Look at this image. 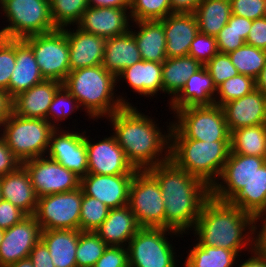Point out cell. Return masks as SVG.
<instances>
[{
    "label": "cell",
    "instance_id": "cell-16",
    "mask_svg": "<svg viewBox=\"0 0 266 267\" xmlns=\"http://www.w3.org/2000/svg\"><path fill=\"white\" fill-rule=\"evenodd\" d=\"M89 137L85 132L88 173L98 175L135 174L137 170L128 162L124 150L118 145L113 135L94 143L89 140Z\"/></svg>",
    "mask_w": 266,
    "mask_h": 267
},
{
    "label": "cell",
    "instance_id": "cell-61",
    "mask_svg": "<svg viewBox=\"0 0 266 267\" xmlns=\"http://www.w3.org/2000/svg\"><path fill=\"white\" fill-rule=\"evenodd\" d=\"M7 267H35L31 260L28 258L21 259Z\"/></svg>",
    "mask_w": 266,
    "mask_h": 267
},
{
    "label": "cell",
    "instance_id": "cell-59",
    "mask_svg": "<svg viewBox=\"0 0 266 267\" xmlns=\"http://www.w3.org/2000/svg\"><path fill=\"white\" fill-rule=\"evenodd\" d=\"M251 26L252 20L236 15V30L245 41L248 37Z\"/></svg>",
    "mask_w": 266,
    "mask_h": 267
},
{
    "label": "cell",
    "instance_id": "cell-12",
    "mask_svg": "<svg viewBox=\"0 0 266 267\" xmlns=\"http://www.w3.org/2000/svg\"><path fill=\"white\" fill-rule=\"evenodd\" d=\"M83 191L55 193L38 198L34 214L42 230H80Z\"/></svg>",
    "mask_w": 266,
    "mask_h": 267
},
{
    "label": "cell",
    "instance_id": "cell-6",
    "mask_svg": "<svg viewBox=\"0 0 266 267\" xmlns=\"http://www.w3.org/2000/svg\"><path fill=\"white\" fill-rule=\"evenodd\" d=\"M170 139H195L206 142L230 141L228 129L221 106L201 105L179 108L174 111Z\"/></svg>",
    "mask_w": 266,
    "mask_h": 267
},
{
    "label": "cell",
    "instance_id": "cell-2",
    "mask_svg": "<svg viewBox=\"0 0 266 267\" xmlns=\"http://www.w3.org/2000/svg\"><path fill=\"white\" fill-rule=\"evenodd\" d=\"M158 182L165 205V228L181 234L193 230L211 188L171 160L147 170ZM187 230V231H186Z\"/></svg>",
    "mask_w": 266,
    "mask_h": 267
},
{
    "label": "cell",
    "instance_id": "cell-39",
    "mask_svg": "<svg viewBox=\"0 0 266 267\" xmlns=\"http://www.w3.org/2000/svg\"><path fill=\"white\" fill-rule=\"evenodd\" d=\"M107 244L93 231H81L76 248L77 267H94Z\"/></svg>",
    "mask_w": 266,
    "mask_h": 267
},
{
    "label": "cell",
    "instance_id": "cell-8",
    "mask_svg": "<svg viewBox=\"0 0 266 267\" xmlns=\"http://www.w3.org/2000/svg\"><path fill=\"white\" fill-rule=\"evenodd\" d=\"M8 26L0 30V36L23 39L56 30L49 0H0Z\"/></svg>",
    "mask_w": 266,
    "mask_h": 267
},
{
    "label": "cell",
    "instance_id": "cell-20",
    "mask_svg": "<svg viewBox=\"0 0 266 267\" xmlns=\"http://www.w3.org/2000/svg\"><path fill=\"white\" fill-rule=\"evenodd\" d=\"M221 107L230 133L238 128L266 124V96L257 89Z\"/></svg>",
    "mask_w": 266,
    "mask_h": 267
},
{
    "label": "cell",
    "instance_id": "cell-22",
    "mask_svg": "<svg viewBox=\"0 0 266 267\" xmlns=\"http://www.w3.org/2000/svg\"><path fill=\"white\" fill-rule=\"evenodd\" d=\"M66 28L70 71L101 65L104 59L106 38L85 32L78 26L73 31Z\"/></svg>",
    "mask_w": 266,
    "mask_h": 267
},
{
    "label": "cell",
    "instance_id": "cell-27",
    "mask_svg": "<svg viewBox=\"0 0 266 267\" xmlns=\"http://www.w3.org/2000/svg\"><path fill=\"white\" fill-rule=\"evenodd\" d=\"M217 88L211 75L202 66L185 82L180 93L169 102L174 112L189 106L213 105Z\"/></svg>",
    "mask_w": 266,
    "mask_h": 267
},
{
    "label": "cell",
    "instance_id": "cell-62",
    "mask_svg": "<svg viewBox=\"0 0 266 267\" xmlns=\"http://www.w3.org/2000/svg\"><path fill=\"white\" fill-rule=\"evenodd\" d=\"M3 237H4V230L0 229V245L3 241Z\"/></svg>",
    "mask_w": 266,
    "mask_h": 267
},
{
    "label": "cell",
    "instance_id": "cell-24",
    "mask_svg": "<svg viewBox=\"0 0 266 267\" xmlns=\"http://www.w3.org/2000/svg\"><path fill=\"white\" fill-rule=\"evenodd\" d=\"M2 199L20 208L27 215H34L38 197L26 168L21 165L14 172L0 177Z\"/></svg>",
    "mask_w": 266,
    "mask_h": 267
},
{
    "label": "cell",
    "instance_id": "cell-18",
    "mask_svg": "<svg viewBox=\"0 0 266 267\" xmlns=\"http://www.w3.org/2000/svg\"><path fill=\"white\" fill-rule=\"evenodd\" d=\"M134 174L98 175L88 173L80 178L84 195L96 198L109 209L128 205L129 189Z\"/></svg>",
    "mask_w": 266,
    "mask_h": 267
},
{
    "label": "cell",
    "instance_id": "cell-56",
    "mask_svg": "<svg viewBox=\"0 0 266 267\" xmlns=\"http://www.w3.org/2000/svg\"><path fill=\"white\" fill-rule=\"evenodd\" d=\"M201 0H171L173 12L194 13Z\"/></svg>",
    "mask_w": 266,
    "mask_h": 267
},
{
    "label": "cell",
    "instance_id": "cell-38",
    "mask_svg": "<svg viewBox=\"0 0 266 267\" xmlns=\"http://www.w3.org/2000/svg\"><path fill=\"white\" fill-rule=\"evenodd\" d=\"M49 3L54 25L60 29L77 25L88 8V0H49Z\"/></svg>",
    "mask_w": 266,
    "mask_h": 267
},
{
    "label": "cell",
    "instance_id": "cell-19",
    "mask_svg": "<svg viewBox=\"0 0 266 267\" xmlns=\"http://www.w3.org/2000/svg\"><path fill=\"white\" fill-rule=\"evenodd\" d=\"M130 8L88 7L77 26L85 32L112 38L130 31ZM128 11V12H127ZM131 20V22H130Z\"/></svg>",
    "mask_w": 266,
    "mask_h": 267
},
{
    "label": "cell",
    "instance_id": "cell-13",
    "mask_svg": "<svg viewBox=\"0 0 266 267\" xmlns=\"http://www.w3.org/2000/svg\"><path fill=\"white\" fill-rule=\"evenodd\" d=\"M38 198L72 191L80 187V177L47 156L24 161Z\"/></svg>",
    "mask_w": 266,
    "mask_h": 267
},
{
    "label": "cell",
    "instance_id": "cell-7",
    "mask_svg": "<svg viewBox=\"0 0 266 267\" xmlns=\"http://www.w3.org/2000/svg\"><path fill=\"white\" fill-rule=\"evenodd\" d=\"M4 139L12 153L24 161L46 156L55 128L44 119L24 118L13 112L1 125Z\"/></svg>",
    "mask_w": 266,
    "mask_h": 267
},
{
    "label": "cell",
    "instance_id": "cell-28",
    "mask_svg": "<svg viewBox=\"0 0 266 267\" xmlns=\"http://www.w3.org/2000/svg\"><path fill=\"white\" fill-rule=\"evenodd\" d=\"M116 78L117 83L125 80L138 95L153 97L158 91L163 92L162 63L141 60L125 68Z\"/></svg>",
    "mask_w": 266,
    "mask_h": 267
},
{
    "label": "cell",
    "instance_id": "cell-52",
    "mask_svg": "<svg viewBox=\"0 0 266 267\" xmlns=\"http://www.w3.org/2000/svg\"><path fill=\"white\" fill-rule=\"evenodd\" d=\"M22 163L12 153L4 139L0 136V177L17 170Z\"/></svg>",
    "mask_w": 266,
    "mask_h": 267
},
{
    "label": "cell",
    "instance_id": "cell-10",
    "mask_svg": "<svg viewBox=\"0 0 266 267\" xmlns=\"http://www.w3.org/2000/svg\"><path fill=\"white\" fill-rule=\"evenodd\" d=\"M128 206L140 227L165 228V205L157 180L137 170L130 184Z\"/></svg>",
    "mask_w": 266,
    "mask_h": 267
},
{
    "label": "cell",
    "instance_id": "cell-60",
    "mask_svg": "<svg viewBox=\"0 0 266 267\" xmlns=\"http://www.w3.org/2000/svg\"><path fill=\"white\" fill-rule=\"evenodd\" d=\"M255 87L266 96V65L255 79Z\"/></svg>",
    "mask_w": 266,
    "mask_h": 267
},
{
    "label": "cell",
    "instance_id": "cell-5",
    "mask_svg": "<svg viewBox=\"0 0 266 267\" xmlns=\"http://www.w3.org/2000/svg\"><path fill=\"white\" fill-rule=\"evenodd\" d=\"M230 151V141L170 139V160L210 188L217 182Z\"/></svg>",
    "mask_w": 266,
    "mask_h": 267
},
{
    "label": "cell",
    "instance_id": "cell-11",
    "mask_svg": "<svg viewBox=\"0 0 266 267\" xmlns=\"http://www.w3.org/2000/svg\"><path fill=\"white\" fill-rule=\"evenodd\" d=\"M23 40L32 48L44 79L63 83L70 73L66 28L31 35Z\"/></svg>",
    "mask_w": 266,
    "mask_h": 267
},
{
    "label": "cell",
    "instance_id": "cell-63",
    "mask_svg": "<svg viewBox=\"0 0 266 267\" xmlns=\"http://www.w3.org/2000/svg\"><path fill=\"white\" fill-rule=\"evenodd\" d=\"M264 17H266V0H265V3H264Z\"/></svg>",
    "mask_w": 266,
    "mask_h": 267
},
{
    "label": "cell",
    "instance_id": "cell-21",
    "mask_svg": "<svg viewBox=\"0 0 266 267\" xmlns=\"http://www.w3.org/2000/svg\"><path fill=\"white\" fill-rule=\"evenodd\" d=\"M161 21L165 30L167 58L188 56L191 42L199 33L194 13L173 12Z\"/></svg>",
    "mask_w": 266,
    "mask_h": 267
},
{
    "label": "cell",
    "instance_id": "cell-49",
    "mask_svg": "<svg viewBox=\"0 0 266 267\" xmlns=\"http://www.w3.org/2000/svg\"><path fill=\"white\" fill-rule=\"evenodd\" d=\"M94 267H129L127 247L107 246Z\"/></svg>",
    "mask_w": 266,
    "mask_h": 267
},
{
    "label": "cell",
    "instance_id": "cell-31",
    "mask_svg": "<svg viewBox=\"0 0 266 267\" xmlns=\"http://www.w3.org/2000/svg\"><path fill=\"white\" fill-rule=\"evenodd\" d=\"M80 230H42L41 240L47 246L55 267H77L76 248Z\"/></svg>",
    "mask_w": 266,
    "mask_h": 267
},
{
    "label": "cell",
    "instance_id": "cell-33",
    "mask_svg": "<svg viewBox=\"0 0 266 267\" xmlns=\"http://www.w3.org/2000/svg\"><path fill=\"white\" fill-rule=\"evenodd\" d=\"M202 66L191 56L167 58L162 63L163 93L171 96L172 101L184 88L186 80Z\"/></svg>",
    "mask_w": 266,
    "mask_h": 267
},
{
    "label": "cell",
    "instance_id": "cell-42",
    "mask_svg": "<svg viewBox=\"0 0 266 267\" xmlns=\"http://www.w3.org/2000/svg\"><path fill=\"white\" fill-rule=\"evenodd\" d=\"M110 209L100 200L88 195L82 196L80 210V231H95L107 218Z\"/></svg>",
    "mask_w": 266,
    "mask_h": 267
},
{
    "label": "cell",
    "instance_id": "cell-1",
    "mask_svg": "<svg viewBox=\"0 0 266 267\" xmlns=\"http://www.w3.org/2000/svg\"><path fill=\"white\" fill-rule=\"evenodd\" d=\"M107 118L113 126L116 142L134 169L148 170L170 160L172 122L166 134L154 119L139 112L134 105L124 106Z\"/></svg>",
    "mask_w": 266,
    "mask_h": 267
},
{
    "label": "cell",
    "instance_id": "cell-55",
    "mask_svg": "<svg viewBox=\"0 0 266 267\" xmlns=\"http://www.w3.org/2000/svg\"><path fill=\"white\" fill-rule=\"evenodd\" d=\"M12 98L7 91L0 89V129L3 122L12 113ZM2 132V129L0 130Z\"/></svg>",
    "mask_w": 266,
    "mask_h": 267
},
{
    "label": "cell",
    "instance_id": "cell-32",
    "mask_svg": "<svg viewBox=\"0 0 266 267\" xmlns=\"http://www.w3.org/2000/svg\"><path fill=\"white\" fill-rule=\"evenodd\" d=\"M254 218L266 215V163L251 180L229 201Z\"/></svg>",
    "mask_w": 266,
    "mask_h": 267
},
{
    "label": "cell",
    "instance_id": "cell-44",
    "mask_svg": "<svg viewBox=\"0 0 266 267\" xmlns=\"http://www.w3.org/2000/svg\"><path fill=\"white\" fill-rule=\"evenodd\" d=\"M16 65V39L0 36V89L9 94V82Z\"/></svg>",
    "mask_w": 266,
    "mask_h": 267
},
{
    "label": "cell",
    "instance_id": "cell-34",
    "mask_svg": "<svg viewBox=\"0 0 266 267\" xmlns=\"http://www.w3.org/2000/svg\"><path fill=\"white\" fill-rule=\"evenodd\" d=\"M199 32L216 37L232 15L230 0H201L194 12Z\"/></svg>",
    "mask_w": 266,
    "mask_h": 267
},
{
    "label": "cell",
    "instance_id": "cell-36",
    "mask_svg": "<svg viewBox=\"0 0 266 267\" xmlns=\"http://www.w3.org/2000/svg\"><path fill=\"white\" fill-rule=\"evenodd\" d=\"M194 245L188 251L184 267H233L238 264L236 258L241 256L222 247L200 246L198 243Z\"/></svg>",
    "mask_w": 266,
    "mask_h": 267
},
{
    "label": "cell",
    "instance_id": "cell-3",
    "mask_svg": "<svg viewBox=\"0 0 266 267\" xmlns=\"http://www.w3.org/2000/svg\"><path fill=\"white\" fill-rule=\"evenodd\" d=\"M254 222L255 218L239 207L210 197L196 220L193 234L200 246L222 247L239 254L246 246H250L249 251L254 249Z\"/></svg>",
    "mask_w": 266,
    "mask_h": 267
},
{
    "label": "cell",
    "instance_id": "cell-50",
    "mask_svg": "<svg viewBox=\"0 0 266 267\" xmlns=\"http://www.w3.org/2000/svg\"><path fill=\"white\" fill-rule=\"evenodd\" d=\"M28 215L6 200L0 202V229L7 230Z\"/></svg>",
    "mask_w": 266,
    "mask_h": 267
},
{
    "label": "cell",
    "instance_id": "cell-25",
    "mask_svg": "<svg viewBox=\"0 0 266 267\" xmlns=\"http://www.w3.org/2000/svg\"><path fill=\"white\" fill-rule=\"evenodd\" d=\"M140 228L135 215L129 206L125 205L110 209L107 218L94 232L108 246L127 247Z\"/></svg>",
    "mask_w": 266,
    "mask_h": 267
},
{
    "label": "cell",
    "instance_id": "cell-64",
    "mask_svg": "<svg viewBox=\"0 0 266 267\" xmlns=\"http://www.w3.org/2000/svg\"><path fill=\"white\" fill-rule=\"evenodd\" d=\"M1 189H0V202L2 201Z\"/></svg>",
    "mask_w": 266,
    "mask_h": 267
},
{
    "label": "cell",
    "instance_id": "cell-9",
    "mask_svg": "<svg viewBox=\"0 0 266 267\" xmlns=\"http://www.w3.org/2000/svg\"><path fill=\"white\" fill-rule=\"evenodd\" d=\"M168 234L183 235L166 228L141 227L127 246L129 267H177Z\"/></svg>",
    "mask_w": 266,
    "mask_h": 267
},
{
    "label": "cell",
    "instance_id": "cell-35",
    "mask_svg": "<svg viewBox=\"0 0 266 267\" xmlns=\"http://www.w3.org/2000/svg\"><path fill=\"white\" fill-rule=\"evenodd\" d=\"M230 146L232 153L266 157V124L233 130Z\"/></svg>",
    "mask_w": 266,
    "mask_h": 267
},
{
    "label": "cell",
    "instance_id": "cell-17",
    "mask_svg": "<svg viewBox=\"0 0 266 267\" xmlns=\"http://www.w3.org/2000/svg\"><path fill=\"white\" fill-rule=\"evenodd\" d=\"M42 229L34 215L4 230L0 245V267H7L29 257L33 247L41 240Z\"/></svg>",
    "mask_w": 266,
    "mask_h": 267
},
{
    "label": "cell",
    "instance_id": "cell-58",
    "mask_svg": "<svg viewBox=\"0 0 266 267\" xmlns=\"http://www.w3.org/2000/svg\"><path fill=\"white\" fill-rule=\"evenodd\" d=\"M251 257L241 262L238 267H266V258L260 255L255 249L251 250ZM253 255V256H252Z\"/></svg>",
    "mask_w": 266,
    "mask_h": 267
},
{
    "label": "cell",
    "instance_id": "cell-45",
    "mask_svg": "<svg viewBox=\"0 0 266 267\" xmlns=\"http://www.w3.org/2000/svg\"><path fill=\"white\" fill-rule=\"evenodd\" d=\"M204 67L211 75L216 88L227 79L239 74L229 55L224 53L218 52Z\"/></svg>",
    "mask_w": 266,
    "mask_h": 267
},
{
    "label": "cell",
    "instance_id": "cell-48",
    "mask_svg": "<svg viewBox=\"0 0 266 267\" xmlns=\"http://www.w3.org/2000/svg\"><path fill=\"white\" fill-rule=\"evenodd\" d=\"M232 14L254 21L264 17L265 0H230Z\"/></svg>",
    "mask_w": 266,
    "mask_h": 267
},
{
    "label": "cell",
    "instance_id": "cell-51",
    "mask_svg": "<svg viewBox=\"0 0 266 267\" xmlns=\"http://www.w3.org/2000/svg\"><path fill=\"white\" fill-rule=\"evenodd\" d=\"M246 44L266 51V17L252 21Z\"/></svg>",
    "mask_w": 266,
    "mask_h": 267
},
{
    "label": "cell",
    "instance_id": "cell-15",
    "mask_svg": "<svg viewBox=\"0 0 266 267\" xmlns=\"http://www.w3.org/2000/svg\"><path fill=\"white\" fill-rule=\"evenodd\" d=\"M85 131L55 129L51 133L46 156L82 178L88 174ZM83 134V135H82Z\"/></svg>",
    "mask_w": 266,
    "mask_h": 267
},
{
    "label": "cell",
    "instance_id": "cell-54",
    "mask_svg": "<svg viewBox=\"0 0 266 267\" xmlns=\"http://www.w3.org/2000/svg\"><path fill=\"white\" fill-rule=\"evenodd\" d=\"M261 219V220H260ZM260 220V224L259 226H261V228H257V222H259ZM260 231H257V230ZM254 249L262 256H264L266 258V215H262L259 217L255 218V222H254Z\"/></svg>",
    "mask_w": 266,
    "mask_h": 267
},
{
    "label": "cell",
    "instance_id": "cell-43",
    "mask_svg": "<svg viewBox=\"0 0 266 267\" xmlns=\"http://www.w3.org/2000/svg\"><path fill=\"white\" fill-rule=\"evenodd\" d=\"M80 105L77 99L62 86L55 94L47 113V121L55 128L60 129L59 121L65 120L68 116L79 110ZM52 118V120H51ZM56 122V124H55ZM60 126V127H57Z\"/></svg>",
    "mask_w": 266,
    "mask_h": 267
},
{
    "label": "cell",
    "instance_id": "cell-53",
    "mask_svg": "<svg viewBox=\"0 0 266 267\" xmlns=\"http://www.w3.org/2000/svg\"><path fill=\"white\" fill-rule=\"evenodd\" d=\"M29 259L35 267H55L49 250L42 240L33 247L29 254Z\"/></svg>",
    "mask_w": 266,
    "mask_h": 267
},
{
    "label": "cell",
    "instance_id": "cell-40",
    "mask_svg": "<svg viewBox=\"0 0 266 267\" xmlns=\"http://www.w3.org/2000/svg\"><path fill=\"white\" fill-rule=\"evenodd\" d=\"M255 89V80L252 77L238 74L217 87L214 104L222 106L231 100L251 93Z\"/></svg>",
    "mask_w": 266,
    "mask_h": 267
},
{
    "label": "cell",
    "instance_id": "cell-41",
    "mask_svg": "<svg viewBox=\"0 0 266 267\" xmlns=\"http://www.w3.org/2000/svg\"><path fill=\"white\" fill-rule=\"evenodd\" d=\"M132 23L142 20H161L172 13L171 0H130Z\"/></svg>",
    "mask_w": 266,
    "mask_h": 267
},
{
    "label": "cell",
    "instance_id": "cell-26",
    "mask_svg": "<svg viewBox=\"0 0 266 267\" xmlns=\"http://www.w3.org/2000/svg\"><path fill=\"white\" fill-rule=\"evenodd\" d=\"M44 80L32 48L23 39H16V65L9 82L10 97L13 99Z\"/></svg>",
    "mask_w": 266,
    "mask_h": 267
},
{
    "label": "cell",
    "instance_id": "cell-37",
    "mask_svg": "<svg viewBox=\"0 0 266 267\" xmlns=\"http://www.w3.org/2000/svg\"><path fill=\"white\" fill-rule=\"evenodd\" d=\"M228 55L239 74L252 77L254 80L266 65V51L247 44Z\"/></svg>",
    "mask_w": 266,
    "mask_h": 267
},
{
    "label": "cell",
    "instance_id": "cell-47",
    "mask_svg": "<svg viewBox=\"0 0 266 267\" xmlns=\"http://www.w3.org/2000/svg\"><path fill=\"white\" fill-rule=\"evenodd\" d=\"M218 53L216 37L198 33L191 42L188 56L193 57L201 65L208 63Z\"/></svg>",
    "mask_w": 266,
    "mask_h": 267
},
{
    "label": "cell",
    "instance_id": "cell-29",
    "mask_svg": "<svg viewBox=\"0 0 266 267\" xmlns=\"http://www.w3.org/2000/svg\"><path fill=\"white\" fill-rule=\"evenodd\" d=\"M135 28L139 31L132 34L135 37L137 48L140 51L141 59L163 63L166 59V37L164 25L161 20L135 21Z\"/></svg>",
    "mask_w": 266,
    "mask_h": 267
},
{
    "label": "cell",
    "instance_id": "cell-30",
    "mask_svg": "<svg viewBox=\"0 0 266 267\" xmlns=\"http://www.w3.org/2000/svg\"><path fill=\"white\" fill-rule=\"evenodd\" d=\"M141 60L132 29L124 35L106 39L102 66L115 76Z\"/></svg>",
    "mask_w": 266,
    "mask_h": 267
},
{
    "label": "cell",
    "instance_id": "cell-57",
    "mask_svg": "<svg viewBox=\"0 0 266 267\" xmlns=\"http://www.w3.org/2000/svg\"><path fill=\"white\" fill-rule=\"evenodd\" d=\"M88 7L130 8V0H88Z\"/></svg>",
    "mask_w": 266,
    "mask_h": 267
},
{
    "label": "cell",
    "instance_id": "cell-14",
    "mask_svg": "<svg viewBox=\"0 0 266 267\" xmlns=\"http://www.w3.org/2000/svg\"><path fill=\"white\" fill-rule=\"evenodd\" d=\"M265 163L266 157L241 155L230 151L217 182L211 187V197L229 202Z\"/></svg>",
    "mask_w": 266,
    "mask_h": 267
},
{
    "label": "cell",
    "instance_id": "cell-4",
    "mask_svg": "<svg viewBox=\"0 0 266 267\" xmlns=\"http://www.w3.org/2000/svg\"><path fill=\"white\" fill-rule=\"evenodd\" d=\"M116 79V76L101 64L70 71L62 84L77 99L89 118L107 119V116H111L124 106L133 105L121 95L115 99Z\"/></svg>",
    "mask_w": 266,
    "mask_h": 267
},
{
    "label": "cell",
    "instance_id": "cell-23",
    "mask_svg": "<svg viewBox=\"0 0 266 267\" xmlns=\"http://www.w3.org/2000/svg\"><path fill=\"white\" fill-rule=\"evenodd\" d=\"M63 84L56 80H44L12 99V112L20 117L44 119L56 92Z\"/></svg>",
    "mask_w": 266,
    "mask_h": 267
},
{
    "label": "cell",
    "instance_id": "cell-46",
    "mask_svg": "<svg viewBox=\"0 0 266 267\" xmlns=\"http://www.w3.org/2000/svg\"><path fill=\"white\" fill-rule=\"evenodd\" d=\"M217 49L219 53L229 54L246 44V41L236 30V15H231L228 23L216 36Z\"/></svg>",
    "mask_w": 266,
    "mask_h": 267
}]
</instances>
